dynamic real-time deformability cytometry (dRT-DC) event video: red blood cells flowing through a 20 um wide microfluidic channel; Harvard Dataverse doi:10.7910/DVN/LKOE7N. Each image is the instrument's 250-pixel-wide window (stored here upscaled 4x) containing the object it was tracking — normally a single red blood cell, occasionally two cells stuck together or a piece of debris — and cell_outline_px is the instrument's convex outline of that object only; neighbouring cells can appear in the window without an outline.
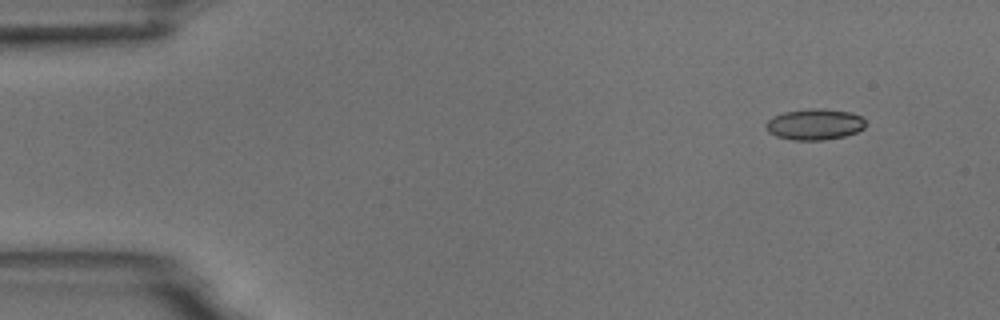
{"species": "common noctule bat (a hibernating species)", "species_latin": "Nyctalus noctula", "temperature_condition": "room temperature", "stored_images_in_passage": 6, "camera_frame_rate_fps": 3000, "um_per_image_px": 0.085, "animal": {"sex": "male", "body_mass_g": 18.8}, "frame": {"image": 1, "passage_image": 6, "time_ms": 5.667, "image_size_px": [1000, 320], "cell_outline_px": [[864, 128], [856, 132], [844, 136], [824, 140], [792, 140], [776, 136], [768, 132], [764, 124], [772, 116], [784, 112], [812, 108], [820, 108], [848, 112], [860, 116], [864, 120]], "centroid_in_image_um": [69.19, 10.57], "position_along_channel_um": 15.8, "area_um2": 17.98}}